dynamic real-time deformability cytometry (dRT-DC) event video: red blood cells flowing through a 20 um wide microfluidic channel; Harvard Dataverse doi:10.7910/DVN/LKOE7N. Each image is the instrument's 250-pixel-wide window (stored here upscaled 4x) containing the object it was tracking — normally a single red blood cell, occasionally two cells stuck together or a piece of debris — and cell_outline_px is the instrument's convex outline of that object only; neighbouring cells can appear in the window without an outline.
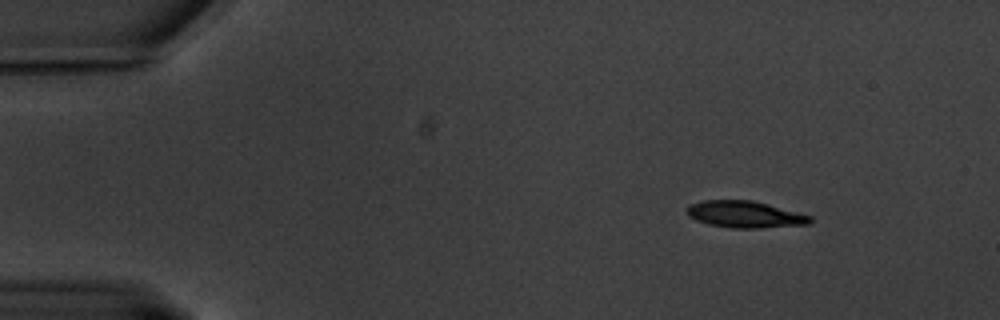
{"species": "common noctule bat (a hibernating species)", "species_latin": "Nyctalus noctula", "temperature_condition": "warm", "stored_images_in_passage": 60, "camera_frame_rate_fps": 3000, "um_per_image_px": 0.085, "animal": {"sex": "male", "body_mass_g": 20.1, "forearm_length_mm": 53.5}, "frame": {"image": 1, "passage_image": 7, "time_ms": 2.0, "image_size_px": [1000, 320], "cell_outline_px": [[812, 220], [808, 224], [760, 228], [732, 228], [708, 224], [696, 220], [688, 216], [684, 212], [688, 204], [704, 200], [752, 200], [812, 216]], "centroid_in_image_um": [63.25, 18.22], "position_along_channel_um": 21.7, "area_um2": 19.25}}
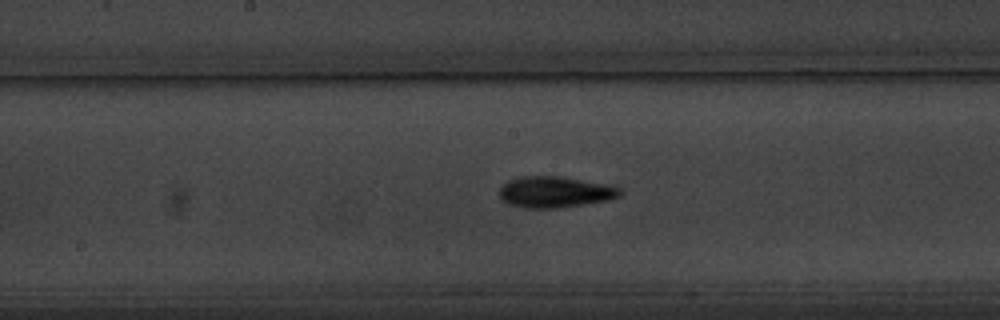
{"frame": {"image": 2, "passage_image": 31, "time_ms": 10.0, "image_size_px": [1000, 320], "cell_outline_px": [[620, 196], [608, 200], [560, 208], [524, 208], [508, 204], [500, 200], [500, 188], [508, 180], [516, 176], [560, 176], [604, 184], [620, 188]], "centroid_in_image_um": [47.11, 16.32], "position_along_channel_um": 201.1, "area_um2": 21.91}}
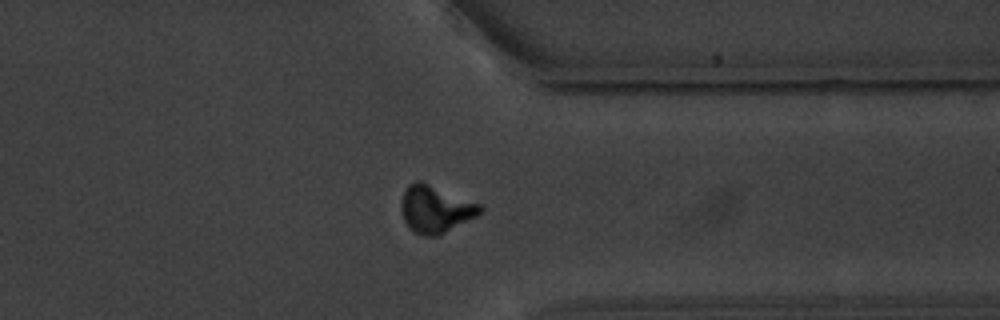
{"frame": {"image": 3, "passage_image": 47, "time_ms": 15.333, "image_size_px": [1000, 320], "cell_outline_px": [[484, 208], [476, 216], [436, 236], [424, 236], [412, 232], [404, 220], [400, 208], [404, 192], [408, 184], [416, 180], [420, 180], [480, 204]], "centroid_in_image_um": [36.97, 17.77], "position_along_channel_um": 374.4, "area_um2": 21.44}, "authors_computed_cell_mechanics": {"area_um2": 19.8832, "velocity_mm_per_s": 3.3053, "shape_relaxation_time_tau1_ms": 3.3487, "shape_relaxation_time_tau2_ms": 5.5258, "deformation_change_tau1": 0.1499, "deformation_change_tau2": 0.1238}}